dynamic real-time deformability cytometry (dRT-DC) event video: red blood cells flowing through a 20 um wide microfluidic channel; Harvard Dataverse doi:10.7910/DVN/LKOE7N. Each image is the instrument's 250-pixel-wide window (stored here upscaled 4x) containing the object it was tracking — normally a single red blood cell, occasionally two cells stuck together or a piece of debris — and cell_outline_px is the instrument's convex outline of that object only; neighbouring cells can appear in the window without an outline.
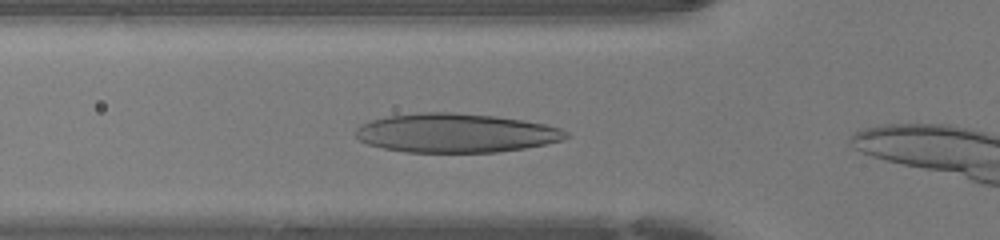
{"species": "human", "species_latin": "Homo sapiens", "temperature_condition": "warm", "stored_images_in_passage": 9, "camera_frame_rate_fps": 3000, "um_per_image_px": 0.085, "donor": {"sex": "female"}, "frame": {"image": 1, "passage_image": 2, "time_ms": 0.333, "image_size_px": [1000, 240], "cell_outline_px": [[568, 136], [560, 140], [544, 144], [524, 148], [496, 152], [404, 152], [384, 148], [368, 144], [360, 140], [356, 136], [356, 128], [360, 124], [372, 120], [388, 116], [420, 112], [452, 112], [496, 116], [524, 120], [544, 124], [560, 128], [568, 132]], "centroid_in_image_um": [38.72, 11.3], "position_along_channel_um": 87.1, "area_um2": 47.69}}
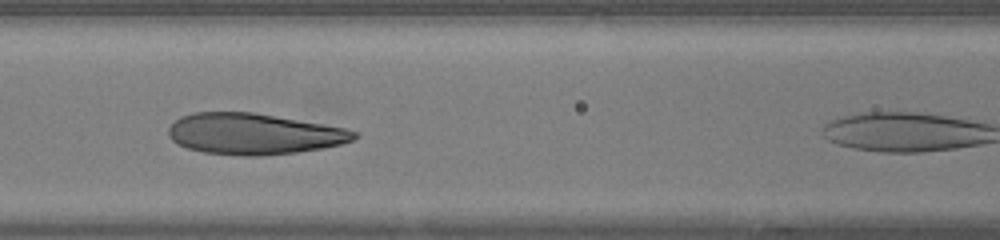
{"frame": {"image": 2, "passage_image": 6, "time_ms": 1.667, "image_size_px": [1000, 240], "cell_outline_px": [[360, 136], [352, 140], [340, 144], [320, 148], [296, 152], [256, 156], [244, 156], [204, 152], [188, 148], [172, 140], [168, 136], [168, 128], [180, 116], [192, 112], [252, 112], [348, 128], [356, 132]], "centroid_in_image_um": [21.57, 11.37], "position_along_channel_um": 145.0, "area_um2": 44.27}}